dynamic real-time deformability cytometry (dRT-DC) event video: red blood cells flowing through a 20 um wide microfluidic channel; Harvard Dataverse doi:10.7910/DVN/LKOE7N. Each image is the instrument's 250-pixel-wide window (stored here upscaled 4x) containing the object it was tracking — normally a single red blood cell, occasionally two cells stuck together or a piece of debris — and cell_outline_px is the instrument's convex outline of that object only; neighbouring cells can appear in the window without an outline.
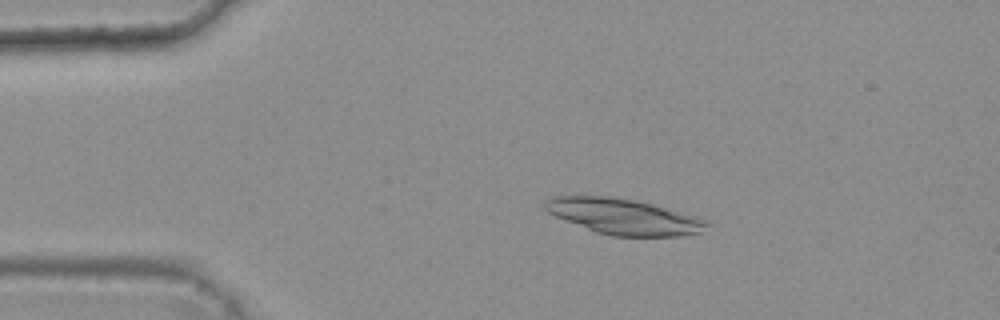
{"species": "common noctule bat (a hibernating species)", "species_latin": "Nyctalus noctula", "temperature_condition": "warm", "stored_images_in_passage": 4, "camera_frame_rate_fps": 3000, "um_per_image_px": 0.085, "animal": {"sex": "female", "body_mass_g": 25.1}, "frame": {"image": 1, "passage_image": 2, "time_ms": 0.333, "image_size_px": [1000, 320], "cell_outline_px": [[712, 224], [700, 232], [680, 236], [612, 236], [596, 232], [556, 216], [548, 212], [544, 208], [544, 200], [552, 196], [608, 196], [636, 200], [652, 204], [708, 220]], "centroid_in_image_um": [53.01, 18.4], "position_along_channel_um": 32.0, "area_um2": 33.41}}